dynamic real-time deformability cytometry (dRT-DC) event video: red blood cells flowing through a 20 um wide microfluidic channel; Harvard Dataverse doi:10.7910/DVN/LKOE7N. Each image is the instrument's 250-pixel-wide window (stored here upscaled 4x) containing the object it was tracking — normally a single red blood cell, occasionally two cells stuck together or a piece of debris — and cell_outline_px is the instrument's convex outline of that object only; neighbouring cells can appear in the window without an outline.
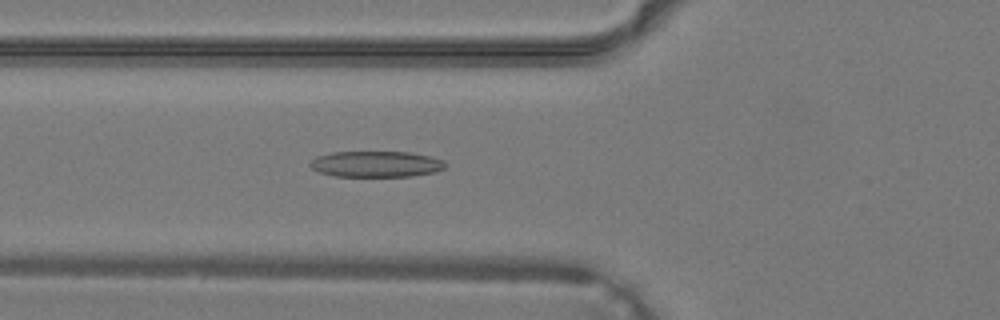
{"species": "common noctule bat (a hibernating species)", "species_latin": "Nyctalus noctula", "temperature_condition": "warm", "stored_images_in_passage": 34, "camera_frame_rate_fps": 3000, "um_per_image_px": 0.085, "animal": {"sex": "male", "body_mass_g": 19.2, "forearm_length_mm": 51.8}, "frame": {"image": 1, "passage_image": 10, "time_ms": 3.0, "image_size_px": [1000, 320], "cell_outline_px": [[448, 164], [444, 168], [436, 172], [412, 176], [336, 176], [320, 172], [312, 168], [308, 164], [316, 156], [332, 152], [408, 152], [432, 156], [444, 160]], "centroid_in_image_um": [32.01, 13.94], "position_along_channel_um": 93.8, "area_um2": 20.58}}
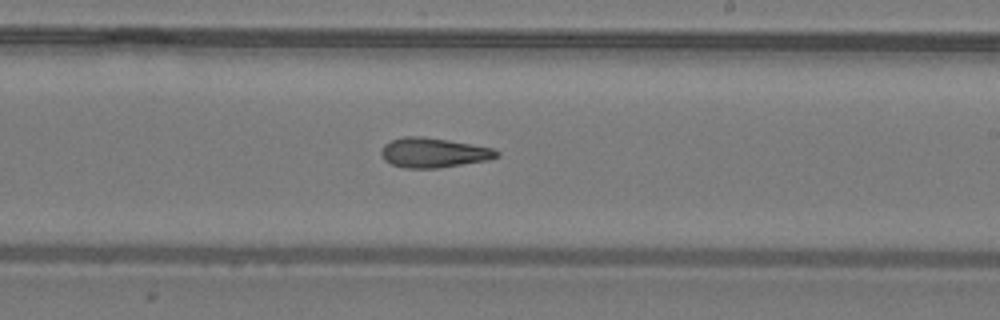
{"frame": {"image": 2, "passage_image": 19, "time_ms": 6.0, "image_size_px": [1000, 320], "cell_outline_px": [[500, 156], [488, 160], [440, 168], [404, 168], [392, 164], [384, 160], [380, 152], [380, 148], [384, 144], [392, 140], [404, 136], [420, 136], [448, 140], [492, 148], [500, 152]], "centroid_in_image_um": [36.83, 12.98], "position_along_channel_um": 252.2, "area_um2": 20.06}}
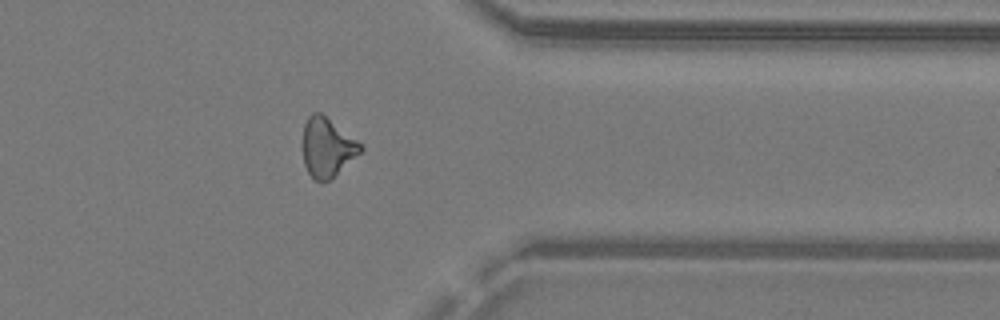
{"frame": {"image": 3, "passage_image": 27, "time_ms": 8.667, "image_size_px": [1000, 320], "cell_outline_px": [[364, 148], [360, 152], [328, 180], [316, 180], [308, 172], [304, 164], [300, 148], [300, 144], [304, 124], [308, 116], [312, 112], [320, 112], [364, 144]], "centroid_in_image_um": [27.76, 12.47], "position_along_channel_um": 383.6, "area_um2": 20.06}}